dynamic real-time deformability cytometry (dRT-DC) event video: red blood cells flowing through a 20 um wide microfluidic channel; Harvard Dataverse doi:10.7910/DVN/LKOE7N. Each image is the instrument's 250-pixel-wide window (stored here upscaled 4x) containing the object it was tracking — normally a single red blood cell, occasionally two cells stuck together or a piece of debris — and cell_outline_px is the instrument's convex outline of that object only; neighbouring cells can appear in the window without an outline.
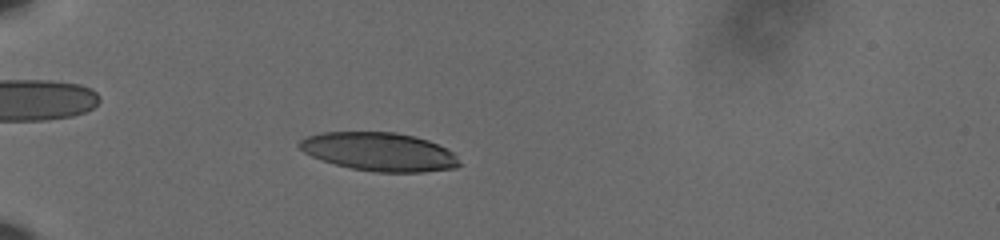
{"species": "human", "species_latin": "Homo sapiens", "temperature_condition": "cold", "stored_images_in_passage": 61, "camera_frame_rate_fps": 3000, "um_per_image_px": 0.085, "donor": {"sex": "male"}, "frame": {"image": 1, "passage_image": 21, "time_ms": 6.667, "image_size_px": [1000, 240], "cell_outline_px": [[464, 164], [456, 168], [424, 172], [372, 172], [352, 168], [320, 160], [304, 152], [296, 144], [304, 136], [320, 132], [396, 132], [428, 140], [452, 152]], "centroid_in_image_um": [32.22, 12.9], "position_along_channel_um": 52.8, "area_um2": 36.07}}
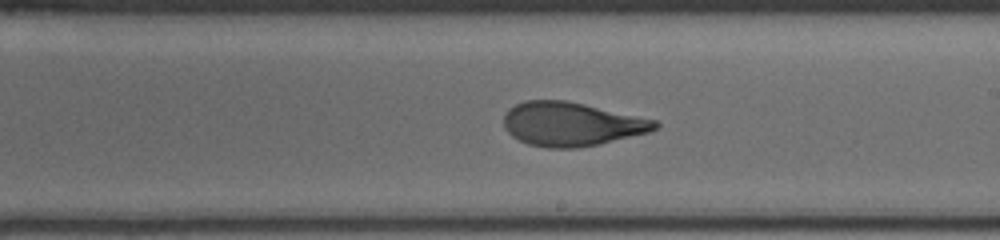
{"frame": {"image": 2, "passage_image": 39, "time_ms": 12.667, "image_size_px": [1000, 240], "cell_outline_px": [[660, 124], [656, 128], [648, 132], [600, 144], [576, 148], [548, 148], [528, 144], [512, 136], [504, 128], [504, 112], [508, 108], [524, 100], [564, 100], [584, 104], [656, 120]], "centroid_in_image_um": [48.53, 10.54], "position_along_channel_um": 240.5, "area_um2": 38.55}}
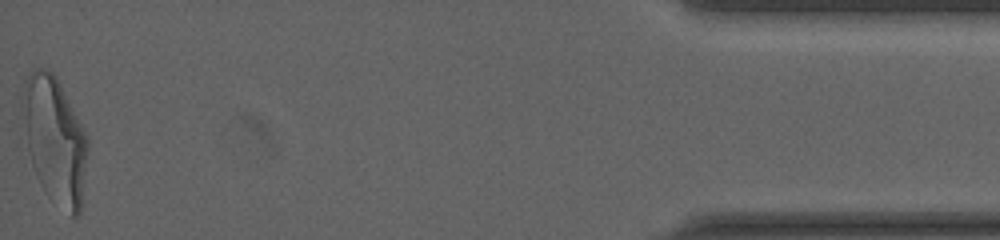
{"frame": {"image": 3, "passage_image": 61, "time_ms": 20.0, "image_size_px": [1000, 240], "cell_outline_px": [[88, 148], [80, 212], [76, 216], [72, 216], [48, 196], [44, 192], [20, 144], [20, 96], [28, 76], [32, 68], [48, 68], [56, 76], [88, 136]], "centroid_in_image_um": [4.55, 11.85], "position_along_channel_um": 430.7, "area_um2": 49.71}, "authors_computed_cell_mechanics": {"area_um2": 38.148, "velocity_mm_per_s": 3.6209, "shape_relaxation_time_tau1_ms": 5.3728, "shape_relaxation_time_tau2_ms": 1.0543, "deformation_change_tau1": 0.2104, "deformation_change_tau2": 0.0795}}